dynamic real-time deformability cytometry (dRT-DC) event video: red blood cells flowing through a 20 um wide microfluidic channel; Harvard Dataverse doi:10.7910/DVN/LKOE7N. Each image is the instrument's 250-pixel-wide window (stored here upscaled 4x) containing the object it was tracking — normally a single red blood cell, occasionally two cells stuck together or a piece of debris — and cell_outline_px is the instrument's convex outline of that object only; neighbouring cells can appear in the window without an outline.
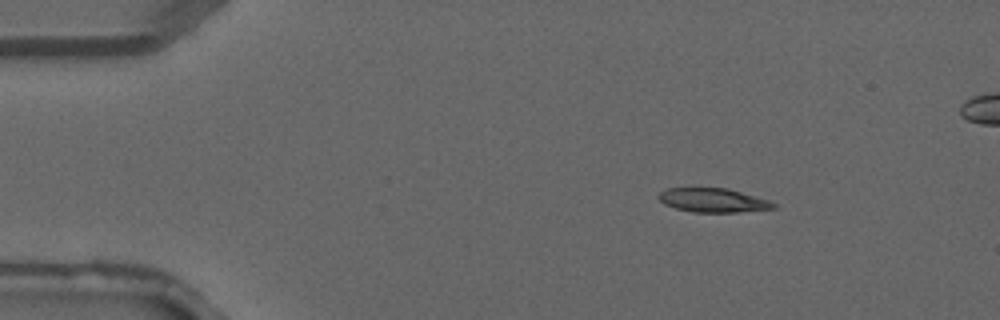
{"species": "common noctule bat (a hibernating species)", "species_latin": "Nyctalus noctula", "temperature_condition": "warm", "stored_images_in_passage": 37, "camera_frame_rate_fps": 3000, "um_per_image_px": 0.085, "animal": {"sex": "male", "forearm_length_mm": 52.5}, "frame": {"image": 1, "passage_image": 5, "time_ms": 1.333, "image_size_px": [1000, 320], "cell_outline_px": [[776, 208], [736, 212], [692, 212], [676, 208], [664, 204], [656, 196], [660, 192], [668, 188], [728, 188], [768, 200], [776, 204]], "centroid_in_image_um": [60.58, 17.02], "position_along_channel_um": 24.4, "area_um2": 15.95}}
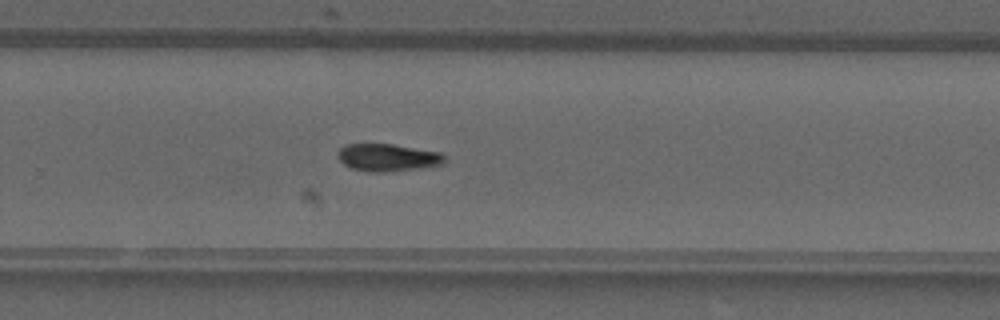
{"frame": {"image": 2, "passage_image": 25, "time_ms": 8.0, "image_size_px": [1000, 320], "cell_outline_px": [[444, 164], [420, 168], [392, 172], [364, 172], [352, 168], [344, 164], [336, 156], [336, 152], [344, 144], [392, 144], [440, 152], [444, 156]], "centroid_in_image_um": [32.91, 13.4], "position_along_channel_um": 296.9, "area_um2": 17.28}}
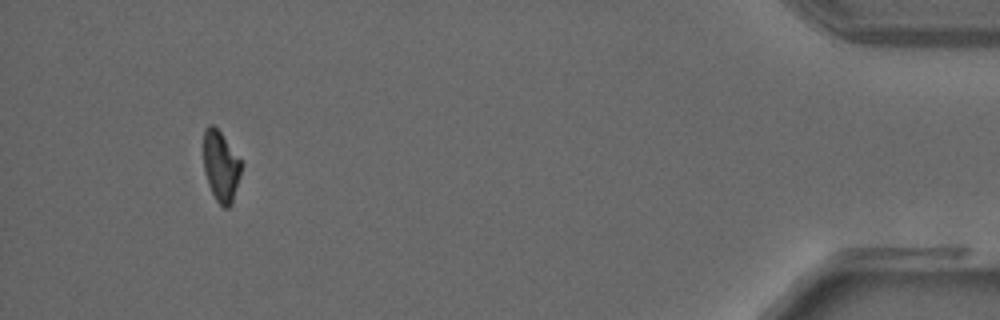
{"frame": {"image": 3, "passage_image": 36, "time_ms": 11.667, "image_size_px": [1000, 320], "cell_outline_px": [[240, 172], [232, 204], [228, 208], [224, 208], [216, 200], [208, 184], [204, 172], [204, 128], [212, 124], [220, 132], [240, 160]], "centroid_in_image_um": [18.74, 14.15], "position_along_channel_um": 416.5, "area_um2": 15.09}}